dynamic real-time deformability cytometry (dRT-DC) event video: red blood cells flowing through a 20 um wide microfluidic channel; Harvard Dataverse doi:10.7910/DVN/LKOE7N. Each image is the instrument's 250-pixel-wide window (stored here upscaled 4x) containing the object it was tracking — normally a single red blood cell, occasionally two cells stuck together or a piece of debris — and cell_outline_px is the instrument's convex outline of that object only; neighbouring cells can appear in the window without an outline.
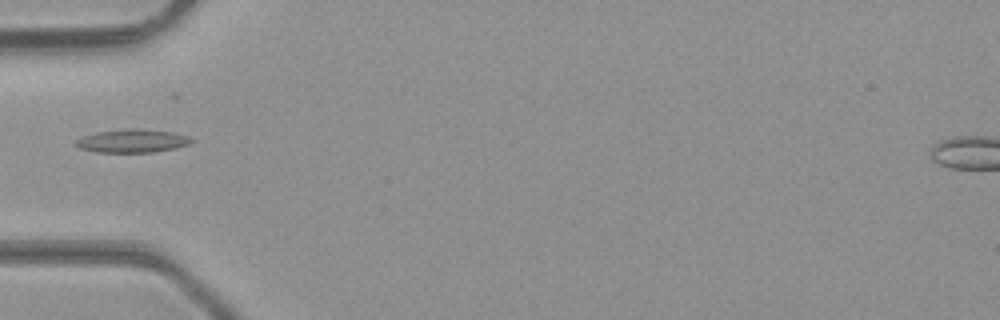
{"species": "common noctule bat (a hibernating species)", "species_latin": "Nyctalus noctula", "temperature_condition": "room temperature", "stored_images_in_passage": 3, "camera_frame_rate_fps": 3000, "um_per_image_px": 0.085, "animal": {"sex": "male", "body_mass_g": 23.1, "forearm_length_mm": 52.7}, "frame": {"image": 1, "passage_image": 2, "time_ms": 0.333, "image_size_px": [1000, 320], "cell_outline_px": [[196, 140], [188, 144], [176, 148], [156, 152], [96, 152], [80, 148], [76, 144], [76, 140], [84, 136], [96, 132], [128, 128], [136, 128], [172, 132], [188, 136]], "centroid_in_image_um": [11.29, 11.97], "position_along_channel_um": 73.7, "area_um2": 15.66}}
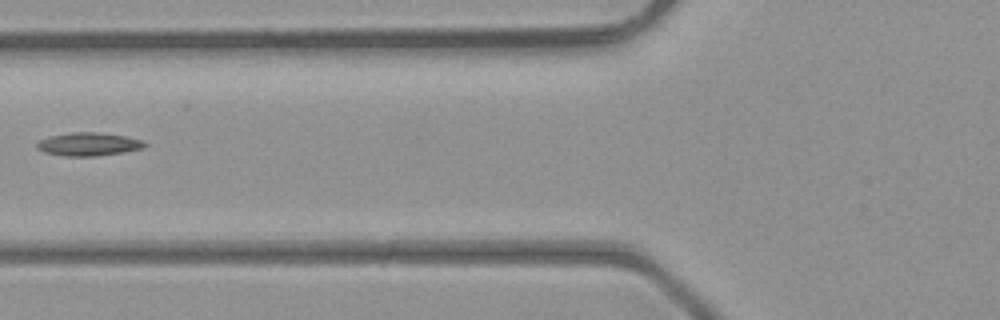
{"frame": {"image": 2, "passage_image": 3, "time_ms": 0.667, "image_size_px": [1000, 320], "cell_outline_px": [[148, 144], [144, 148], [124, 152], [96, 156], [64, 156], [44, 152], [36, 148], [36, 144], [40, 140], [52, 136], [72, 132], [100, 132], [124, 136], [140, 140]], "centroid_in_image_um": [7.53, 12.26], "position_along_channel_um": 118.3, "area_um2": 14.51}}